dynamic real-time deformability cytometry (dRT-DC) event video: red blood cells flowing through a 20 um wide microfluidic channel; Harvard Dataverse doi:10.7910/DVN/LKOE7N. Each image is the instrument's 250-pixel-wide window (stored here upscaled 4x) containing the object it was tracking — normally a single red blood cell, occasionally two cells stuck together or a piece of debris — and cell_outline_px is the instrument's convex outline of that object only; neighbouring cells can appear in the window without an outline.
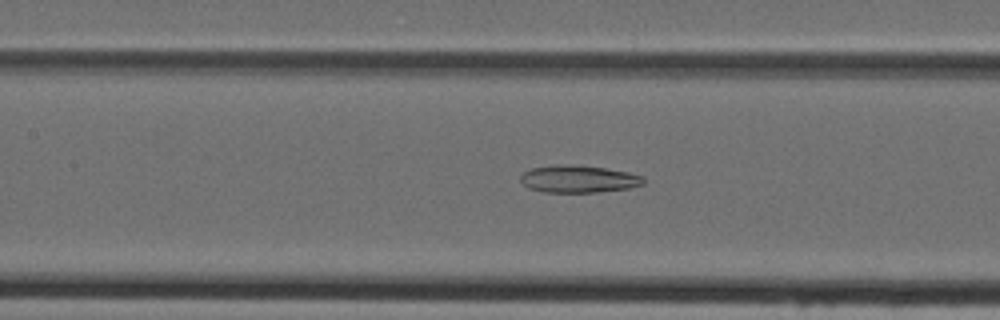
{"species": "Egyptian fruit bat (a non-hibernating species)", "species_latin": "Rousettus aegyptiacus", "temperature_condition": "cold", "stored_images_in_passage": 21, "camera_frame_rate_fps": 3000, "um_per_image_px": 0.085, "animal": {"sex": "female"}, "frame": {"image": 1, "passage_image": 21, "time_ms": 6.667, "image_size_px": [1000, 320], "cell_outline_px": [[644, 184], [628, 188], [596, 192], [544, 192], [528, 188], [520, 180], [520, 176], [524, 172], [532, 168], [604, 168], [628, 172], [644, 176]], "centroid_in_image_um": [49.24, 15.28], "position_along_channel_um": 158.2, "area_um2": 18.32}}